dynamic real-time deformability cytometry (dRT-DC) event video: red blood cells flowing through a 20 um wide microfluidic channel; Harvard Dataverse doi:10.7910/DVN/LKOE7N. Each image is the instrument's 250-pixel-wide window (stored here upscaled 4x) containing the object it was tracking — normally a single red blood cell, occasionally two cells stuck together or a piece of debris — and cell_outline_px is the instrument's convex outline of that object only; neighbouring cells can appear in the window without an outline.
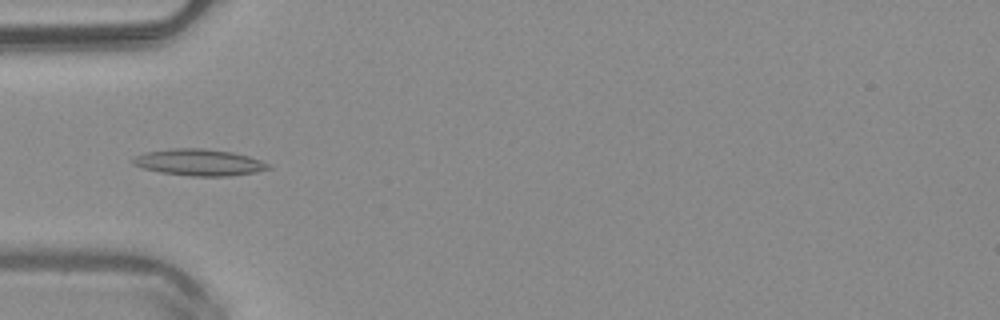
{"species": "common noctule bat (a hibernating species)", "species_latin": "Nyctalus noctula", "temperature_condition": "warm", "stored_images_in_passage": 50, "camera_frame_rate_fps": 3000, "um_per_image_px": 0.085, "animal": {"sex": "male", "body_mass_g": 20.4}, "frame": {"image": 1, "passage_image": 16, "time_ms": 5.0, "image_size_px": [1000, 320], "cell_outline_px": [[272, 168], [256, 172], [228, 176], [188, 176], [160, 172], [140, 168], [132, 164], [128, 160], [132, 156], [144, 152], [172, 148], [204, 148], [232, 152], [248, 156], [260, 160], [268, 164]], "centroid_in_image_um": [16.83, 13.8], "position_along_channel_um": 68.2, "area_um2": 21.27}}
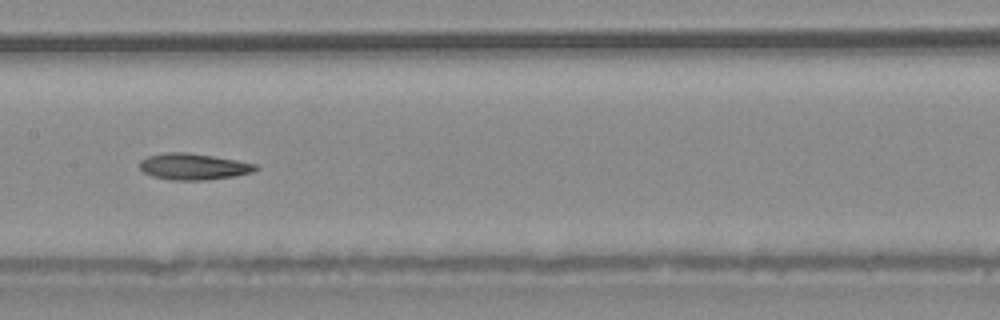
{"frame": {"image": 2, "passage_image": 25, "time_ms": 8.0, "image_size_px": [1000, 320], "cell_outline_px": [[260, 168], [252, 172], [236, 176], [208, 180], [172, 180], [152, 176], [144, 172], [140, 168], [140, 160], [148, 156], [164, 152], [188, 152], [236, 160], [256, 164]], "centroid_in_image_um": [16.45, 14.16], "position_along_channel_um": 191.0, "area_um2": 17.86}}
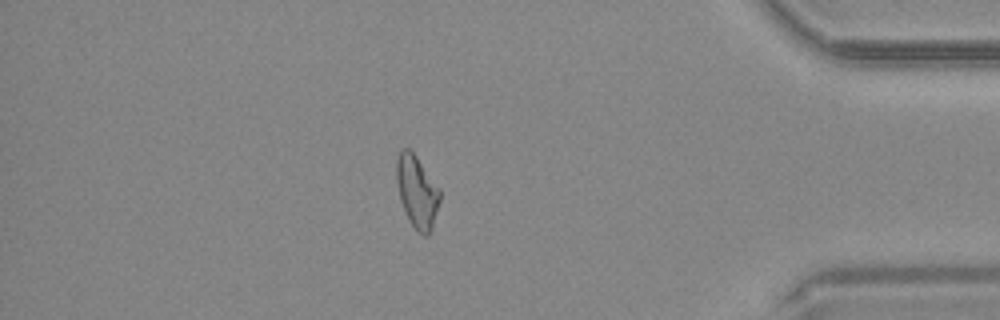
{"frame": {"image": 3, "passage_image": 43, "time_ms": 14.0, "image_size_px": [1000, 320], "cell_outline_px": [[440, 200], [432, 228], [428, 236], [424, 236], [408, 220], [400, 200], [396, 180], [396, 160], [400, 148], [408, 148], [416, 156], [440, 188]], "centroid_in_image_um": [35.43, 16.27], "position_along_channel_um": 399.8, "area_um2": 18.26}, "authors_computed_cell_mechanics": {"area_um2": 18.6983, "velocity_mm_per_s": 4.0783, "shape_relaxation_time_tau1_ms": null, "shape_relaxation_time_tau2_ms": 4.8928, "deformation_change_tau1": null, "deformation_change_tau2": 0.1355}}